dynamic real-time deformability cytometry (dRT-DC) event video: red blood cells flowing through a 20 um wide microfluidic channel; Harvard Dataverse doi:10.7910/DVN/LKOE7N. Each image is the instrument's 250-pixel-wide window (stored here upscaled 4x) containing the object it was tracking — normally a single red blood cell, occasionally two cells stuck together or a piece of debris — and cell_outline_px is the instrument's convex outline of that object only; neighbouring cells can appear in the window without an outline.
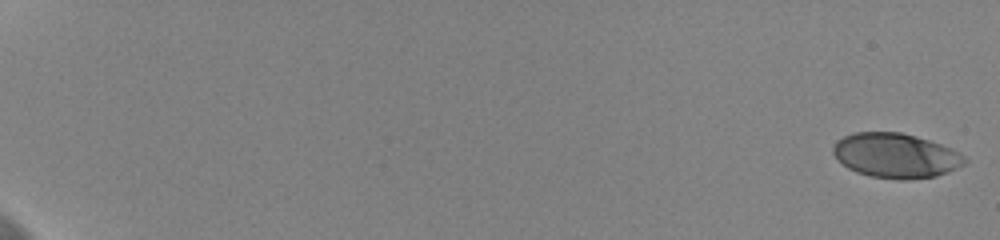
{"species": "human", "species_latin": "Homo sapiens", "temperature_condition": "cold", "stored_images_in_passage": 17, "camera_frame_rate_fps": 3000, "um_per_image_px": 0.085, "donor": {"sex": "female"}, "frame": {"image": 1, "passage_image": 1, "time_ms": 0.0, "image_size_px": [1000, 240], "cell_outline_px": [[968, 160], [964, 164], [948, 172], [936, 176], [908, 180], [900, 180], [872, 176], [856, 172], [848, 168], [832, 152], [832, 144], [836, 140], [852, 132], [900, 132], [916, 136], [940, 144], [964, 156]], "centroid_in_image_um": [76.11, 13.22], "position_along_channel_um": 8.9, "area_um2": 34.1}}
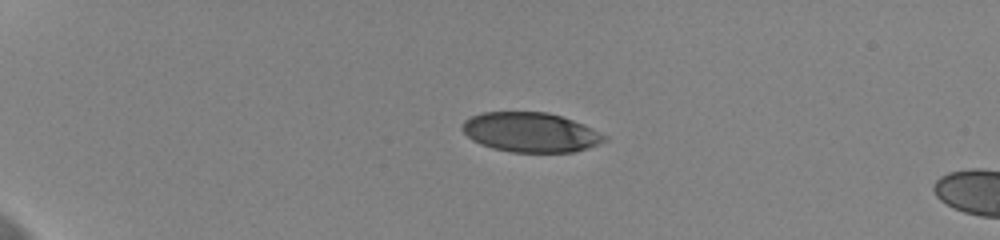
{"frame": {"image": 2, "passage_image": 12, "time_ms": 3.667, "image_size_px": [1000, 240], "cell_outline_px": [[608, 140], [588, 148], [572, 152], [512, 152], [492, 148], [480, 144], [472, 140], [460, 128], [464, 120], [472, 116], [484, 112], [548, 112], [584, 124], [608, 136]], "centroid_in_image_um": [45.11, 11.25], "position_along_channel_um": 39.9, "area_um2": 32.89}}